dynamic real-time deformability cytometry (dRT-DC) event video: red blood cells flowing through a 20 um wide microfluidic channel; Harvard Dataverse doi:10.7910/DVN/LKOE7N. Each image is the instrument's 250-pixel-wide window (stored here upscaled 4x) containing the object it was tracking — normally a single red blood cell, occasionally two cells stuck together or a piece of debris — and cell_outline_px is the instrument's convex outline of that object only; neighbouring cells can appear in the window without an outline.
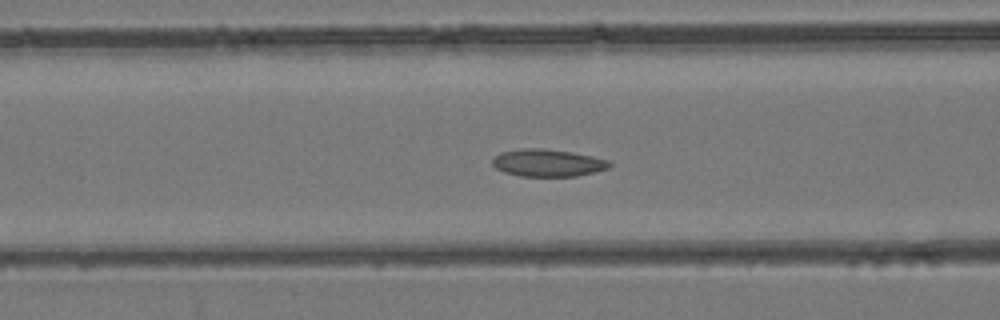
{"species": "common noctule bat (a hibernating species)", "species_latin": "Nyctalus noctula", "temperature_condition": "room temperature", "stored_images_in_passage": 49, "camera_frame_rate_fps": 3000, "um_per_image_px": 0.085, "animal": {"sex": "female", "body_mass_g": 24.6, "forearm_length_mm": 56.2}, "frame": {"image": 1, "passage_image": 20, "time_ms": 6.333, "image_size_px": [1000, 320], "cell_outline_px": [[612, 164], [608, 168], [576, 176], [520, 176], [504, 172], [496, 168], [492, 164], [492, 160], [500, 152], [520, 148], [544, 148], [592, 156], [612, 160]], "centroid_in_image_um": [46.55, 13.84], "position_along_channel_um": 120.1, "area_um2": 18.61}}
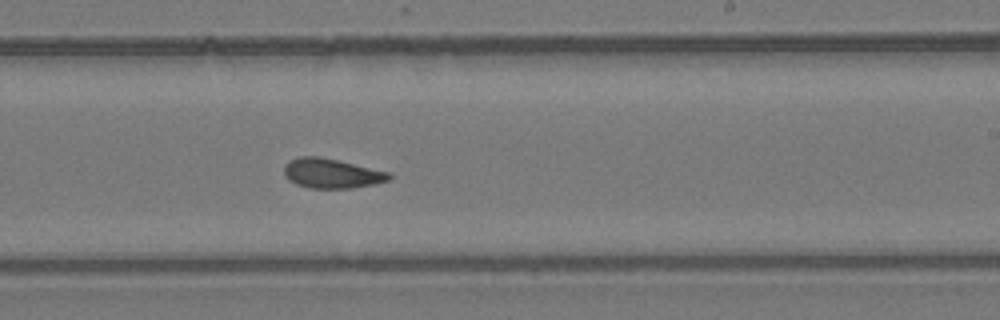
{"frame": {"image": 2, "passage_image": 30, "time_ms": 9.667, "image_size_px": [1000, 320], "cell_outline_px": [[392, 176], [388, 180], [376, 184], [352, 188], [308, 188], [296, 184], [288, 180], [284, 176], [284, 164], [288, 160], [300, 156], [320, 156], [388, 172]], "centroid_in_image_um": [28.13, 14.74], "position_along_channel_um": 260.9, "area_um2": 18.21}}
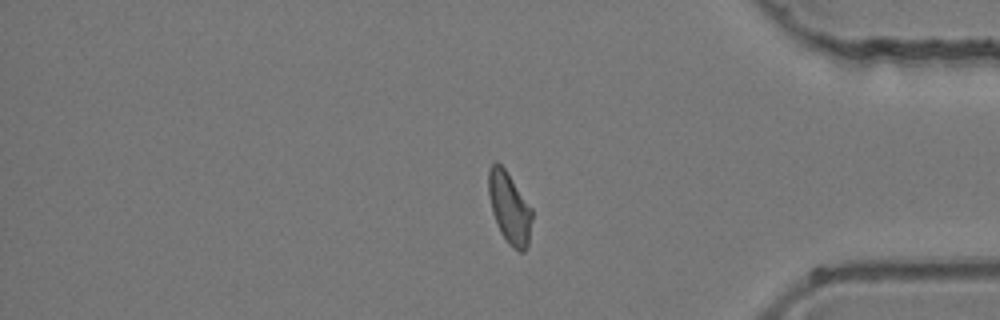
{"frame": {"image": 3, "passage_image": 41, "time_ms": 13.333, "image_size_px": [1000, 320], "cell_outline_px": [[532, 220], [528, 244], [524, 252], [520, 252], [512, 248], [508, 244], [500, 232], [492, 212], [488, 192], [488, 168], [496, 160], [504, 168], [532, 208]], "centroid_in_image_um": [43.29, 17.68], "position_along_channel_um": 391.9, "area_um2": 18.15}}